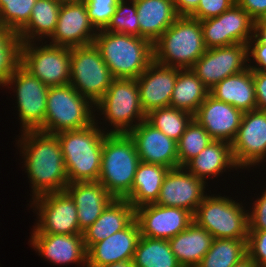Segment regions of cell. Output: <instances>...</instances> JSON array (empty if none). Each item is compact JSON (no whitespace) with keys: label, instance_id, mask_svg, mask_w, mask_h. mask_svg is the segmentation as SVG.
Here are the masks:
<instances>
[{"label":"cell","instance_id":"obj_32","mask_svg":"<svg viewBox=\"0 0 266 267\" xmlns=\"http://www.w3.org/2000/svg\"><path fill=\"white\" fill-rule=\"evenodd\" d=\"M208 95L209 89L191 68H178V76L170 99V107L183 110L194 116Z\"/></svg>","mask_w":266,"mask_h":267},{"label":"cell","instance_id":"obj_3","mask_svg":"<svg viewBox=\"0 0 266 267\" xmlns=\"http://www.w3.org/2000/svg\"><path fill=\"white\" fill-rule=\"evenodd\" d=\"M93 43L114 78L136 79L153 61V44L142 37L102 29Z\"/></svg>","mask_w":266,"mask_h":267},{"label":"cell","instance_id":"obj_33","mask_svg":"<svg viewBox=\"0 0 266 267\" xmlns=\"http://www.w3.org/2000/svg\"><path fill=\"white\" fill-rule=\"evenodd\" d=\"M135 267H182L168 240L140 236L132 259Z\"/></svg>","mask_w":266,"mask_h":267},{"label":"cell","instance_id":"obj_39","mask_svg":"<svg viewBox=\"0 0 266 267\" xmlns=\"http://www.w3.org/2000/svg\"><path fill=\"white\" fill-rule=\"evenodd\" d=\"M37 0H0V24L19 32L30 20Z\"/></svg>","mask_w":266,"mask_h":267},{"label":"cell","instance_id":"obj_13","mask_svg":"<svg viewBox=\"0 0 266 267\" xmlns=\"http://www.w3.org/2000/svg\"><path fill=\"white\" fill-rule=\"evenodd\" d=\"M207 49L233 44L247 45L254 35L255 21L235 3L221 15L200 21Z\"/></svg>","mask_w":266,"mask_h":267},{"label":"cell","instance_id":"obj_21","mask_svg":"<svg viewBox=\"0 0 266 267\" xmlns=\"http://www.w3.org/2000/svg\"><path fill=\"white\" fill-rule=\"evenodd\" d=\"M243 114L242 110L209 94L198 108L194 120L204 127L213 140L231 144L241 125Z\"/></svg>","mask_w":266,"mask_h":267},{"label":"cell","instance_id":"obj_2","mask_svg":"<svg viewBox=\"0 0 266 267\" xmlns=\"http://www.w3.org/2000/svg\"><path fill=\"white\" fill-rule=\"evenodd\" d=\"M98 123L55 134L61 145L69 183L99 179L103 142L108 133Z\"/></svg>","mask_w":266,"mask_h":267},{"label":"cell","instance_id":"obj_17","mask_svg":"<svg viewBox=\"0 0 266 267\" xmlns=\"http://www.w3.org/2000/svg\"><path fill=\"white\" fill-rule=\"evenodd\" d=\"M141 236L169 240L184 231L193 221V214L178 207L145 204L135 209Z\"/></svg>","mask_w":266,"mask_h":267},{"label":"cell","instance_id":"obj_24","mask_svg":"<svg viewBox=\"0 0 266 267\" xmlns=\"http://www.w3.org/2000/svg\"><path fill=\"white\" fill-rule=\"evenodd\" d=\"M77 207L79 228L83 232L102 214L114 199L99 181H77L65 189Z\"/></svg>","mask_w":266,"mask_h":267},{"label":"cell","instance_id":"obj_35","mask_svg":"<svg viewBox=\"0 0 266 267\" xmlns=\"http://www.w3.org/2000/svg\"><path fill=\"white\" fill-rule=\"evenodd\" d=\"M194 116L174 107H162L146 114V121L176 142L184 134Z\"/></svg>","mask_w":266,"mask_h":267},{"label":"cell","instance_id":"obj_25","mask_svg":"<svg viewBox=\"0 0 266 267\" xmlns=\"http://www.w3.org/2000/svg\"><path fill=\"white\" fill-rule=\"evenodd\" d=\"M135 219V208L126 199H113L100 217L83 231V241L88 250L93 244L102 241L126 228Z\"/></svg>","mask_w":266,"mask_h":267},{"label":"cell","instance_id":"obj_38","mask_svg":"<svg viewBox=\"0 0 266 267\" xmlns=\"http://www.w3.org/2000/svg\"><path fill=\"white\" fill-rule=\"evenodd\" d=\"M140 37V26L134 0H120L108 25L103 29Z\"/></svg>","mask_w":266,"mask_h":267},{"label":"cell","instance_id":"obj_12","mask_svg":"<svg viewBox=\"0 0 266 267\" xmlns=\"http://www.w3.org/2000/svg\"><path fill=\"white\" fill-rule=\"evenodd\" d=\"M8 88L16 92L21 131L39 130L44 125L49 87L27 71L21 64L7 81ZM10 86V87H9Z\"/></svg>","mask_w":266,"mask_h":267},{"label":"cell","instance_id":"obj_4","mask_svg":"<svg viewBox=\"0 0 266 267\" xmlns=\"http://www.w3.org/2000/svg\"><path fill=\"white\" fill-rule=\"evenodd\" d=\"M206 50L200 20L179 16L153 43V60L164 66L186 69Z\"/></svg>","mask_w":266,"mask_h":267},{"label":"cell","instance_id":"obj_45","mask_svg":"<svg viewBox=\"0 0 266 267\" xmlns=\"http://www.w3.org/2000/svg\"><path fill=\"white\" fill-rule=\"evenodd\" d=\"M257 110L266 111V71H253Z\"/></svg>","mask_w":266,"mask_h":267},{"label":"cell","instance_id":"obj_10","mask_svg":"<svg viewBox=\"0 0 266 267\" xmlns=\"http://www.w3.org/2000/svg\"><path fill=\"white\" fill-rule=\"evenodd\" d=\"M46 42H22L20 64L48 87L70 84V48Z\"/></svg>","mask_w":266,"mask_h":267},{"label":"cell","instance_id":"obj_51","mask_svg":"<svg viewBox=\"0 0 266 267\" xmlns=\"http://www.w3.org/2000/svg\"><path fill=\"white\" fill-rule=\"evenodd\" d=\"M254 28H266V13L255 22Z\"/></svg>","mask_w":266,"mask_h":267},{"label":"cell","instance_id":"obj_41","mask_svg":"<svg viewBox=\"0 0 266 267\" xmlns=\"http://www.w3.org/2000/svg\"><path fill=\"white\" fill-rule=\"evenodd\" d=\"M247 254L256 262L257 267H266V231L249 230Z\"/></svg>","mask_w":266,"mask_h":267},{"label":"cell","instance_id":"obj_30","mask_svg":"<svg viewBox=\"0 0 266 267\" xmlns=\"http://www.w3.org/2000/svg\"><path fill=\"white\" fill-rule=\"evenodd\" d=\"M170 169L156 164L139 162L130 194L125 198L135 209L155 203L164 178Z\"/></svg>","mask_w":266,"mask_h":267},{"label":"cell","instance_id":"obj_46","mask_svg":"<svg viewBox=\"0 0 266 267\" xmlns=\"http://www.w3.org/2000/svg\"><path fill=\"white\" fill-rule=\"evenodd\" d=\"M257 22L266 13V0H237L236 2Z\"/></svg>","mask_w":266,"mask_h":267},{"label":"cell","instance_id":"obj_18","mask_svg":"<svg viewBox=\"0 0 266 267\" xmlns=\"http://www.w3.org/2000/svg\"><path fill=\"white\" fill-rule=\"evenodd\" d=\"M206 183L185 167L172 168L166 174L155 204L178 207L193 215L206 196Z\"/></svg>","mask_w":266,"mask_h":267},{"label":"cell","instance_id":"obj_26","mask_svg":"<svg viewBox=\"0 0 266 267\" xmlns=\"http://www.w3.org/2000/svg\"><path fill=\"white\" fill-rule=\"evenodd\" d=\"M136 4L140 37L152 44L179 17L173 0H134Z\"/></svg>","mask_w":266,"mask_h":267},{"label":"cell","instance_id":"obj_8","mask_svg":"<svg viewBox=\"0 0 266 267\" xmlns=\"http://www.w3.org/2000/svg\"><path fill=\"white\" fill-rule=\"evenodd\" d=\"M94 108L104 115L101 120H105V123L108 121V125L111 124L112 129H108L107 133L128 134L140 122L146 120L136 79L114 78L107 92Z\"/></svg>","mask_w":266,"mask_h":267},{"label":"cell","instance_id":"obj_29","mask_svg":"<svg viewBox=\"0 0 266 267\" xmlns=\"http://www.w3.org/2000/svg\"><path fill=\"white\" fill-rule=\"evenodd\" d=\"M213 236L194 221L169 239L171 250L182 267H196L211 247Z\"/></svg>","mask_w":266,"mask_h":267},{"label":"cell","instance_id":"obj_28","mask_svg":"<svg viewBox=\"0 0 266 267\" xmlns=\"http://www.w3.org/2000/svg\"><path fill=\"white\" fill-rule=\"evenodd\" d=\"M184 167L205 183L207 176L213 180L229 168H239L234 161L231 144L221 140H213Z\"/></svg>","mask_w":266,"mask_h":267},{"label":"cell","instance_id":"obj_50","mask_svg":"<svg viewBox=\"0 0 266 267\" xmlns=\"http://www.w3.org/2000/svg\"><path fill=\"white\" fill-rule=\"evenodd\" d=\"M102 267H135V266L133 265L132 260H129V261L107 264Z\"/></svg>","mask_w":266,"mask_h":267},{"label":"cell","instance_id":"obj_14","mask_svg":"<svg viewBox=\"0 0 266 267\" xmlns=\"http://www.w3.org/2000/svg\"><path fill=\"white\" fill-rule=\"evenodd\" d=\"M248 68V46L233 44L207 49L191 70L210 90L228 76Z\"/></svg>","mask_w":266,"mask_h":267},{"label":"cell","instance_id":"obj_5","mask_svg":"<svg viewBox=\"0 0 266 267\" xmlns=\"http://www.w3.org/2000/svg\"><path fill=\"white\" fill-rule=\"evenodd\" d=\"M140 162L133 139L126 133H108L103 142L98 181L115 199H125L131 192Z\"/></svg>","mask_w":266,"mask_h":267},{"label":"cell","instance_id":"obj_7","mask_svg":"<svg viewBox=\"0 0 266 267\" xmlns=\"http://www.w3.org/2000/svg\"><path fill=\"white\" fill-rule=\"evenodd\" d=\"M235 201L219 194H206L193 215L194 222L207 230L214 239L247 240L249 210Z\"/></svg>","mask_w":266,"mask_h":267},{"label":"cell","instance_id":"obj_42","mask_svg":"<svg viewBox=\"0 0 266 267\" xmlns=\"http://www.w3.org/2000/svg\"><path fill=\"white\" fill-rule=\"evenodd\" d=\"M234 4L233 0H200L197 9L190 16L200 21L217 17Z\"/></svg>","mask_w":266,"mask_h":267},{"label":"cell","instance_id":"obj_9","mask_svg":"<svg viewBox=\"0 0 266 267\" xmlns=\"http://www.w3.org/2000/svg\"><path fill=\"white\" fill-rule=\"evenodd\" d=\"M114 77L94 43L70 48V85L94 105L103 97Z\"/></svg>","mask_w":266,"mask_h":267},{"label":"cell","instance_id":"obj_47","mask_svg":"<svg viewBox=\"0 0 266 267\" xmlns=\"http://www.w3.org/2000/svg\"><path fill=\"white\" fill-rule=\"evenodd\" d=\"M200 0H173L179 16H190L198 7Z\"/></svg>","mask_w":266,"mask_h":267},{"label":"cell","instance_id":"obj_31","mask_svg":"<svg viewBox=\"0 0 266 267\" xmlns=\"http://www.w3.org/2000/svg\"><path fill=\"white\" fill-rule=\"evenodd\" d=\"M62 1L37 0L32 8L30 20L17 33L21 42H41L48 39L56 28Z\"/></svg>","mask_w":266,"mask_h":267},{"label":"cell","instance_id":"obj_11","mask_svg":"<svg viewBox=\"0 0 266 267\" xmlns=\"http://www.w3.org/2000/svg\"><path fill=\"white\" fill-rule=\"evenodd\" d=\"M32 200L30 205L38 215L32 234L83 233L79 228L77 207L66 190L43 194Z\"/></svg>","mask_w":266,"mask_h":267},{"label":"cell","instance_id":"obj_27","mask_svg":"<svg viewBox=\"0 0 266 267\" xmlns=\"http://www.w3.org/2000/svg\"><path fill=\"white\" fill-rule=\"evenodd\" d=\"M209 94L243 112L257 109L253 71L249 67L218 82Z\"/></svg>","mask_w":266,"mask_h":267},{"label":"cell","instance_id":"obj_6","mask_svg":"<svg viewBox=\"0 0 266 267\" xmlns=\"http://www.w3.org/2000/svg\"><path fill=\"white\" fill-rule=\"evenodd\" d=\"M93 107L95 105L70 84L51 86L48 89L44 125L39 131L57 134L88 127L96 121Z\"/></svg>","mask_w":266,"mask_h":267},{"label":"cell","instance_id":"obj_1","mask_svg":"<svg viewBox=\"0 0 266 267\" xmlns=\"http://www.w3.org/2000/svg\"><path fill=\"white\" fill-rule=\"evenodd\" d=\"M18 145L31 183L32 199L64 191L69 184L60 142L55 134L39 130L21 132Z\"/></svg>","mask_w":266,"mask_h":267},{"label":"cell","instance_id":"obj_22","mask_svg":"<svg viewBox=\"0 0 266 267\" xmlns=\"http://www.w3.org/2000/svg\"><path fill=\"white\" fill-rule=\"evenodd\" d=\"M31 247L53 265L79 264L87 267L82 234H31Z\"/></svg>","mask_w":266,"mask_h":267},{"label":"cell","instance_id":"obj_16","mask_svg":"<svg viewBox=\"0 0 266 267\" xmlns=\"http://www.w3.org/2000/svg\"><path fill=\"white\" fill-rule=\"evenodd\" d=\"M97 30L91 24L83 0H63L49 44L68 48L94 42Z\"/></svg>","mask_w":266,"mask_h":267},{"label":"cell","instance_id":"obj_20","mask_svg":"<svg viewBox=\"0 0 266 267\" xmlns=\"http://www.w3.org/2000/svg\"><path fill=\"white\" fill-rule=\"evenodd\" d=\"M128 134L135 143L141 162L161 165L169 169L179 167L177 142L154 128L146 120L140 122Z\"/></svg>","mask_w":266,"mask_h":267},{"label":"cell","instance_id":"obj_23","mask_svg":"<svg viewBox=\"0 0 266 267\" xmlns=\"http://www.w3.org/2000/svg\"><path fill=\"white\" fill-rule=\"evenodd\" d=\"M140 236L138 222L134 219L123 230L93 244L87 250V267H102L132 260Z\"/></svg>","mask_w":266,"mask_h":267},{"label":"cell","instance_id":"obj_48","mask_svg":"<svg viewBox=\"0 0 266 267\" xmlns=\"http://www.w3.org/2000/svg\"><path fill=\"white\" fill-rule=\"evenodd\" d=\"M232 267H257L256 262L247 254Z\"/></svg>","mask_w":266,"mask_h":267},{"label":"cell","instance_id":"obj_15","mask_svg":"<svg viewBox=\"0 0 266 267\" xmlns=\"http://www.w3.org/2000/svg\"><path fill=\"white\" fill-rule=\"evenodd\" d=\"M236 165L254 167L266 158V111L244 112L237 135L231 143Z\"/></svg>","mask_w":266,"mask_h":267},{"label":"cell","instance_id":"obj_40","mask_svg":"<svg viewBox=\"0 0 266 267\" xmlns=\"http://www.w3.org/2000/svg\"><path fill=\"white\" fill-rule=\"evenodd\" d=\"M88 13V18L94 28L98 30L104 29L120 0H83Z\"/></svg>","mask_w":266,"mask_h":267},{"label":"cell","instance_id":"obj_37","mask_svg":"<svg viewBox=\"0 0 266 267\" xmlns=\"http://www.w3.org/2000/svg\"><path fill=\"white\" fill-rule=\"evenodd\" d=\"M213 139L196 120H192L184 134L177 141L179 167H184L190 160L198 156Z\"/></svg>","mask_w":266,"mask_h":267},{"label":"cell","instance_id":"obj_49","mask_svg":"<svg viewBox=\"0 0 266 267\" xmlns=\"http://www.w3.org/2000/svg\"><path fill=\"white\" fill-rule=\"evenodd\" d=\"M254 35L266 44V28H254Z\"/></svg>","mask_w":266,"mask_h":267},{"label":"cell","instance_id":"obj_36","mask_svg":"<svg viewBox=\"0 0 266 267\" xmlns=\"http://www.w3.org/2000/svg\"><path fill=\"white\" fill-rule=\"evenodd\" d=\"M21 40L17 32L0 24V86L7 81L21 63Z\"/></svg>","mask_w":266,"mask_h":267},{"label":"cell","instance_id":"obj_19","mask_svg":"<svg viewBox=\"0 0 266 267\" xmlns=\"http://www.w3.org/2000/svg\"><path fill=\"white\" fill-rule=\"evenodd\" d=\"M178 76V67L164 66L152 61L136 78L140 103L145 114L170 106V99Z\"/></svg>","mask_w":266,"mask_h":267},{"label":"cell","instance_id":"obj_43","mask_svg":"<svg viewBox=\"0 0 266 267\" xmlns=\"http://www.w3.org/2000/svg\"><path fill=\"white\" fill-rule=\"evenodd\" d=\"M248 67L252 71H266V44L261 42L255 35L249 40L248 44ZM251 57V58H249ZM254 60L255 64L253 61ZM251 64V65H250Z\"/></svg>","mask_w":266,"mask_h":267},{"label":"cell","instance_id":"obj_34","mask_svg":"<svg viewBox=\"0 0 266 267\" xmlns=\"http://www.w3.org/2000/svg\"><path fill=\"white\" fill-rule=\"evenodd\" d=\"M247 255V240L213 239L208 252L196 267H232Z\"/></svg>","mask_w":266,"mask_h":267},{"label":"cell","instance_id":"obj_44","mask_svg":"<svg viewBox=\"0 0 266 267\" xmlns=\"http://www.w3.org/2000/svg\"><path fill=\"white\" fill-rule=\"evenodd\" d=\"M252 204L254 207L248 211L249 230L266 231V190Z\"/></svg>","mask_w":266,"mask_h":267}]
</instances>
